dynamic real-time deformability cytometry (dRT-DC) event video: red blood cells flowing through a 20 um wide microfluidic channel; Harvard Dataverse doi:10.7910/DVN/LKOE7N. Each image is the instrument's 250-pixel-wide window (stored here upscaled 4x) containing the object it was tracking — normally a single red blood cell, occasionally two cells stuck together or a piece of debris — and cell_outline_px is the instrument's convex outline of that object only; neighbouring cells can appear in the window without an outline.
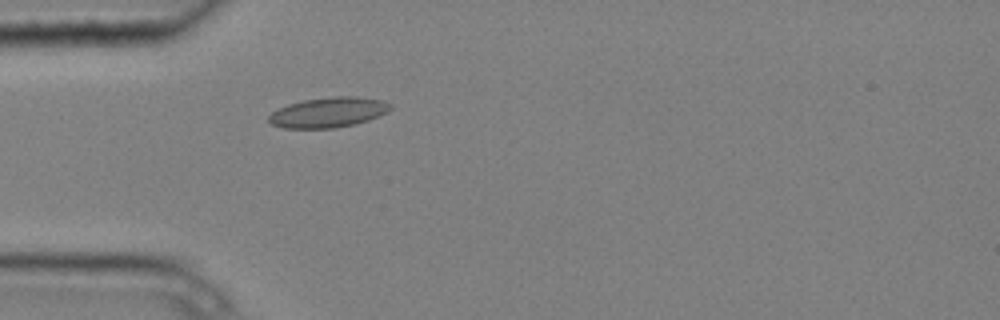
{"species": "common noctule bat (a hibernating species)", "species_latin": "Nyctalus noctula", "temperature_condition": "cold", "stored_images_in_passage": 3, "camera_frame_rate_fps": 3000, "um_per_image_px": 0.085, "animal": {"sex": "male", "body_mass_g": 20.4}, "frame": {"image": 1, "passage_image": 3, "time_ms": 0.667, "image_size_px": [1000, 320], "cell_outline_px": [[392, 108], [388, 112], [368, 120], [356, 124], [332, 128], [284, 128], [272, 124], [268, 120], [268, 116], [272, 112], [288, 104], [304, 100], [336, 96], [356, 96], [384, 100], [392, 104]], "centroid_in_image_um": [27.95, 9.54], "position_along_channel_um": 57.0, "area_um2": 21.39}}